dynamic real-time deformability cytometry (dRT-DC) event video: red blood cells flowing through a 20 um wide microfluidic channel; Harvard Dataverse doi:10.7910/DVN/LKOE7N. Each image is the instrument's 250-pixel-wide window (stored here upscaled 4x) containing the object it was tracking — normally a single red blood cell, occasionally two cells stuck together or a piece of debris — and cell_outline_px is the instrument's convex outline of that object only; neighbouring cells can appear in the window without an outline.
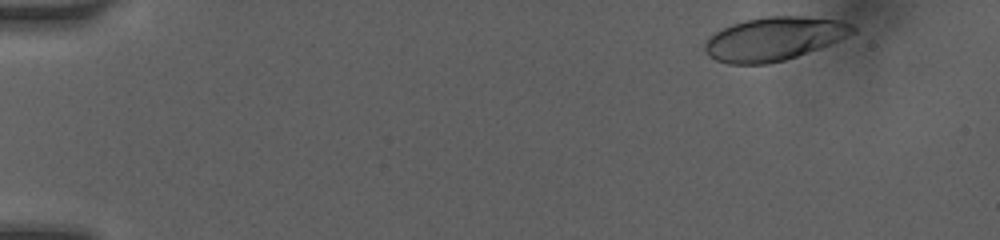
{"species": "human", "species_latin": "Homo sapiens", "temperature_condition": "room temperature", "stored_images_in_passage": 23, "camera_frame_rate_fps": 3000, "um_per_image_px": 0.085, "donor": {"sex": "female"}, "frame": {"image": 1, "passage_image": 1, "time_ms": 0.0, "image_size_px": [1000, 240], "cell_outline_px": [[856, 32], [820, 48], [784, 60], [768, 64], [728, 64], [716, 60], [708, 56], [704, 52], [704, 44], [708, 36], [732, 24], [744, 20], [768, 16], [804, 16], [840, 20], [852, 24], [856, 28]], "centroid_in_image_um": [65.77, 3.29], "position_along_channel_um": 19.2, "area_um2": 37.51}}
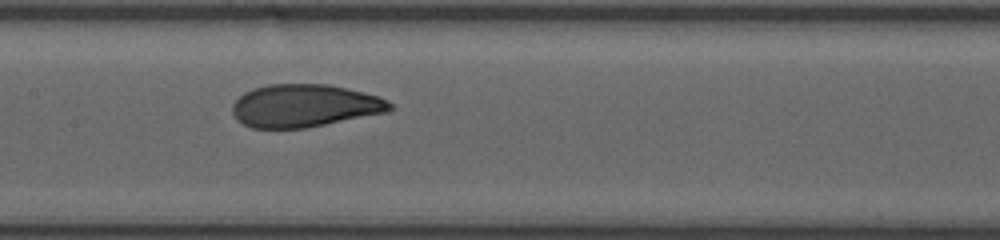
{"frame": {"image": 2, "passage_image": 13, "time_ms": 7.0, "image_size_px": [1000, 240], "cell_outline_px": [[396, 108], [388, 112], [304, 128], [252, 128], [236, 120], [232, 112], [232, 104], [244, 92], [252, 88], [268, 84], [328, 84], [380, 96], [388, 100]], "centroid_in_image_um": [25.89, 8.98], "position_along_channel_um": 181.5, "area_um2": 39.42}}
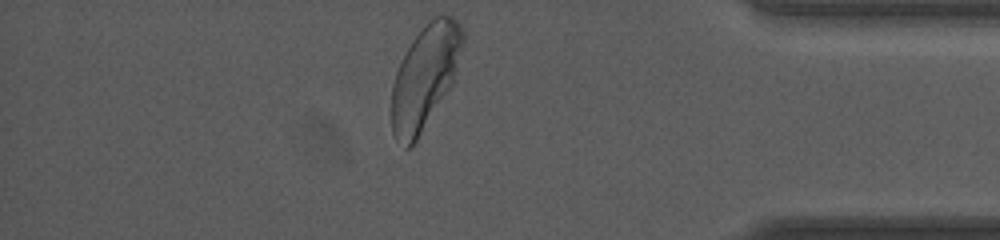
{"frame": {"image": 3, "passage_image": 23, "time_ms": 13.0, "image_size_px": [1000, 240], "cell_outline_px": [[464, 40], [452, 84], [412, 148], [404, 148], [396, 140], [392, 132], [392, 84], [396, 72], [412, 40], [436, 16], [452, 16], [460, 24], [464, 32]], "centroid_in_image_um": [36.11, 6.6], "position_along_channel_um": 399.1, "area_um2": 42.31}, "authors_computed_cell_mechanics": {"area_um2": 39.6508, "velocity_mm_per_s": 4.0709, "shape_relaxation_time_tau1_ms": 4.6006, "shape_relaxation_time_tau2_ms": 0.6061, "deformation_change_tau1": 0.1789, "deformation_change_tau2": 0.0616}}